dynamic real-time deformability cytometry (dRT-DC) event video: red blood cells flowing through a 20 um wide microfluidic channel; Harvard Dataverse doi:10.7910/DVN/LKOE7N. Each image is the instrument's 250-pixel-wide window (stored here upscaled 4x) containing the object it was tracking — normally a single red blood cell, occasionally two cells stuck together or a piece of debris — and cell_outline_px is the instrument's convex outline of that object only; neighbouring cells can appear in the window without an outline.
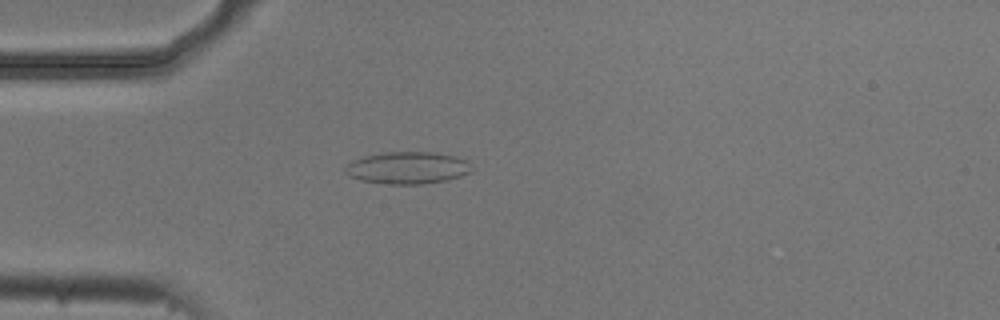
{"species": "common noctule bat (a hibernating species)", "species_latin": "Nyctalus noctula", "temperature_condition": "cold", "stored_images_in_passage": 4, "camera_frame_rate_fps": 3000, "um_per_image_px": 0.085, "animal": {"sex": "male", "body_mass_g": 20.5, "forearm_length_mm": 52.5}, "frame": {"image": 1, "passage_image": 4, "time_ms": 1.0, "image_size_px": [1000, 320], "cell_outline_px": [[472, 172], [460, 176], [444, 180], [424, 184], [388, 184], [360, 180], [348, 176], [344, 172], [344, 168], [352, 160], [364, 156], [384, 152], [432, 152], [456, 156], [468, 160]], "centroid_in_image_um": [34.62, 14.26], "position_along_channel_um": 50.4, "area_um2": 23.76}}